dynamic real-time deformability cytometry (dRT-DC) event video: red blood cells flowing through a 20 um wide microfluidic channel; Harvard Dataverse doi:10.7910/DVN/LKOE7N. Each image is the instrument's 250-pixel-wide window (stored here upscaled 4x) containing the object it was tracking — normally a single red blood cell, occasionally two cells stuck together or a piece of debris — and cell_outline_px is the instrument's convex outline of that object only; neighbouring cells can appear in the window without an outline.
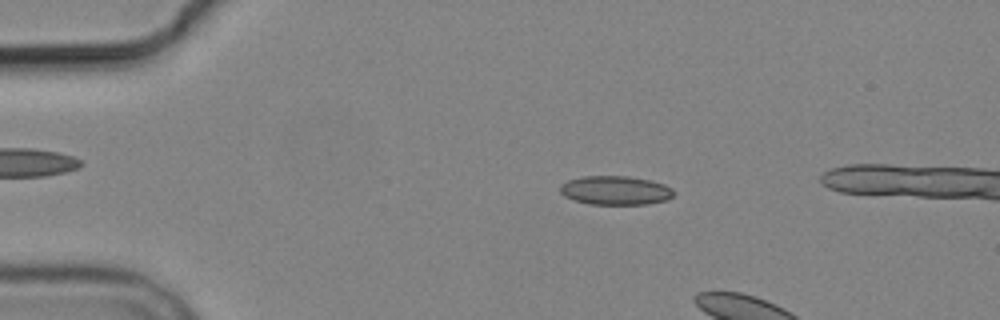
{"species": "common noctule bat (a hibernating species)", "species_latin": "Nyctalus noctula", "temperature_condition": "cold", "stored_images_in_passage": 3, "camera_frame_rate_fps": 3000, "um_per_image_px": 0.085, "animal": {"sex": "male", "body_mass_g": 19.2, "forearm_length_mm": 51.8}, "frame": {"image": 1, "passage_image": 1, "time_ms": 0.0, "image_size_px": [1000, 320], "cell_outline_px": [[676, 192], [668, 200], [648, 204], [588, 204], [564, 196], [560, 192], [560, 184], [568, 180], [580, 176], [628, 176], [648, 180], [664, 184], [672, 188]], "centroid_in_image_um": [52.32, 16.18], "position_along_channel_um": 32.7, "area_um2": 19.25}}